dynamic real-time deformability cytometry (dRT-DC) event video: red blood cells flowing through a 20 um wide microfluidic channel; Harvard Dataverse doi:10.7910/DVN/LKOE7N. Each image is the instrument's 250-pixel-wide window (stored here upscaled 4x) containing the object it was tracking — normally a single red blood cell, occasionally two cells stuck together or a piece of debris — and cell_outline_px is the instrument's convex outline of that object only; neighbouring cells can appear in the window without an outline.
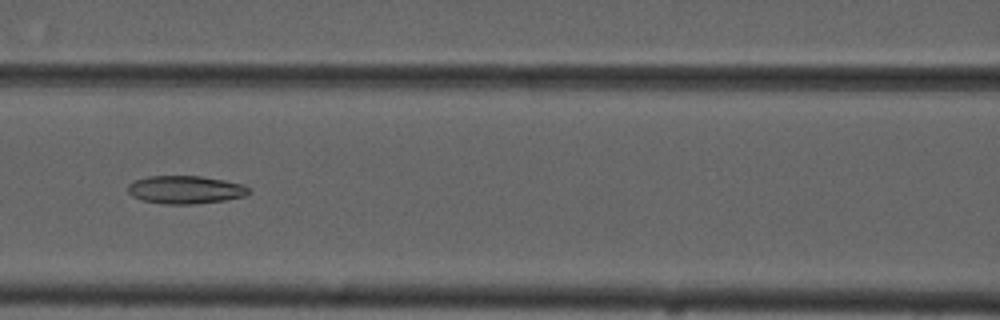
{"species": "common noctule bat (a hibernating species)", "species_latin": "Nyctalus noctula", "temperature_condition": "cold", "stored_images_in_passage": 9, "camera_frame_rate_fps": 3000, "um_per_image_px": 0.085, "animal": {"sex": "male", "forearm_length_mm": 52.5}, "frame": {"image": 1, "passage_image": 7, "time_ms": 7.0, "image_size_px": [1000, 320], "cell_outline_px": [[252, 192], [244, 196], [224, 200], [192, 204], [164, 204], [140, 200], [132, 196], [128, 192], [128, 184], [136, 180], [148, 176], [200, 176], [224, 180], [244, 184]], "centroid_in_image_um": [15.75, 16.12], "position_along_channel_um": 150.8, "area_um2": 19.77}}
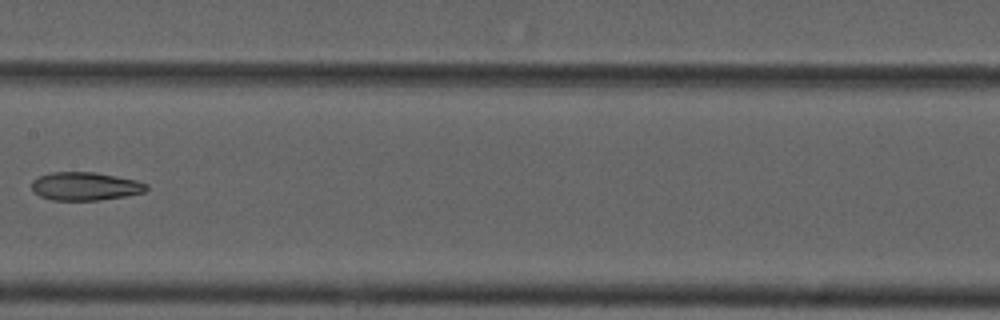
{"frame": {"image": 2, "passage_image": 8, "time_ms": 8.333, "image_size_px": [1000, 320], "cell_outline_px": [[148, 188], [144, 192], [124, 196], [100, 200], [52, 200], [40, 196], [32, 188], [32, 180], [40, 176], [52, 172], [96, 172], [136, 180], [148, 184]], "centroid_in_image_um": [7.25, 15.83], "position_along_channel_um": 200.1, "area_um2": 18.79}}
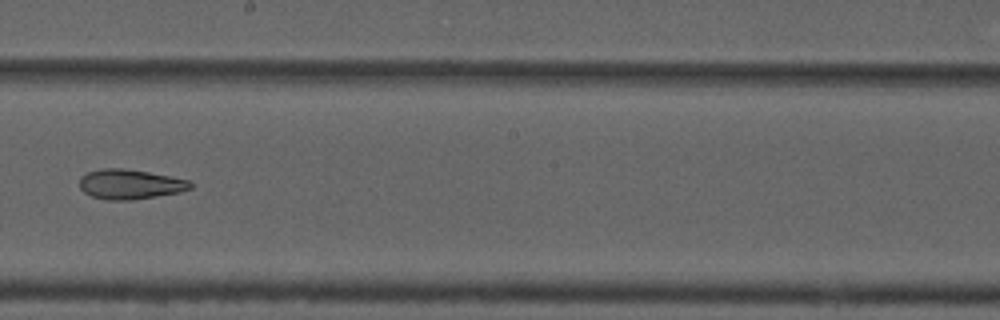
{"frame": {"image": 3, "passage_image": 9, "time_ms": 9.333, "image_size_px": [1000, 320], "cell_outline_px": [[192, 188], [180, 192], [132, 200], [108, 200], [92, 196], [84, 192], [80, 188], [80, 176], [88, 172], [104, 168], [124, 168], [148, 172], [188, 180], [192, 184]], "centroid_in_image_um": [11.04, 15.66], "position_along_channel_um": 237.2, "area_um2": 19.13}}